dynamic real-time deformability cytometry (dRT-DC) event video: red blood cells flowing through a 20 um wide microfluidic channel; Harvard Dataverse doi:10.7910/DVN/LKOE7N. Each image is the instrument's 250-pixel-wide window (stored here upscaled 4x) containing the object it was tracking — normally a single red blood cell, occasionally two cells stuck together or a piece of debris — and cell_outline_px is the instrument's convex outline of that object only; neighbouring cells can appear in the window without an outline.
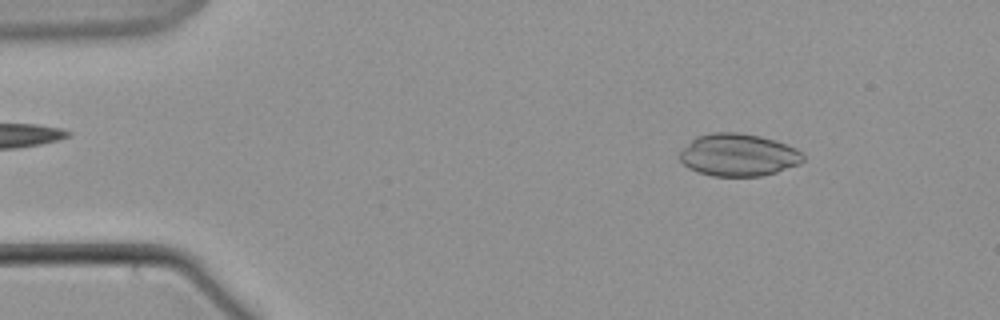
{"species": "common noctule bat (a hibernating species)", "species_latin": "Nyctalus noctula", "temperature_condition": "warm", "stored_images_in_passage": 60, "camera_frame_rate_fps": 3000, "um_per_image_px": 0.085, "animal": {"sex": "male", "body_mass_g": 21.5, "forearm_length_mm": 52.0}, "frame": {"image": 1, "passage_image": 8, "time_ms": 2.333, "image_size_px": [1000, 320], "cell_outline_px": [[804, 160], [800, 164], [776, 172], [760, 176], [712, 176], [688, 168], [680, 160], [680, 152], [696, 136], [712, 132], [736, 132], [760, 136], [788, 144], [796, 148], [804, 156]], "centroid_in_image_um": [62.78, 13.17], "position_along_channel_um": 22.2, "area_um2": 30.46}}
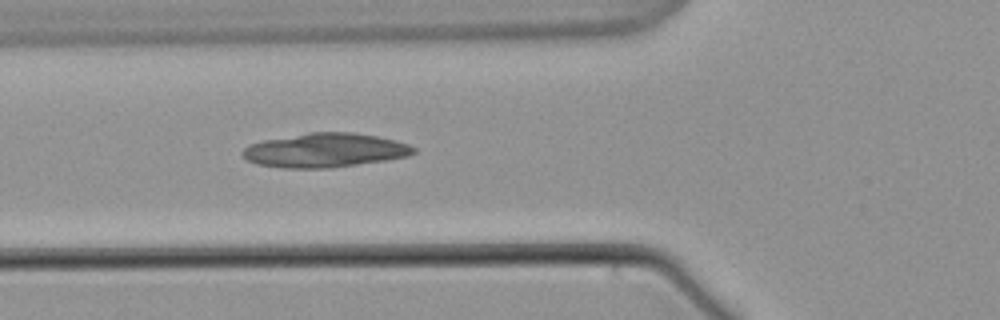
{"frame": {"image": 2, "passage_image": 22, "time_ms": 7.0, "image_size_px": [1000, 320], "cell_outline_px": [[416, 152], [408, 156], [384, 160], [328, 168], [280, 168], [256, 164], [240, 156], [240, 152], [248, 144], [264, 140], [308, 132], [352, 132], [376, 136], [408, 144], [416, 148]], "centroid_in_image_um": [27.55, 12.77], "position_along_channel_um": 98.2, "area_um2": 33.99}}
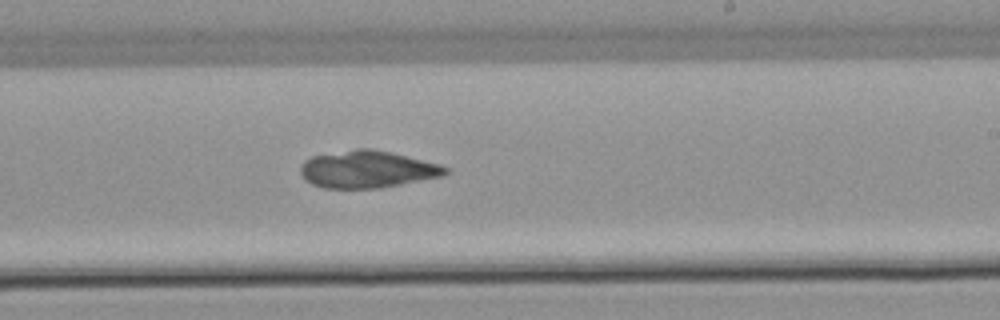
{"frame": {"image": 3, "passage_image": 36, "time_ms": 11.667, "image_size_px": [1000, 320], "cell_outline_px": [[448, 172], [444, 176], [380, 188], [324, 188], [312, 184], [304, 180], [300, 172], [300, 164], [304, 160], [312, 156], [356, 148], [372, 148], [392, 152], [440, 164], [448, 168]], "centroid_in_image_um": [31.21, 14.39], "position_along_channel_um": 257.8, "area_um2": 31.67}}